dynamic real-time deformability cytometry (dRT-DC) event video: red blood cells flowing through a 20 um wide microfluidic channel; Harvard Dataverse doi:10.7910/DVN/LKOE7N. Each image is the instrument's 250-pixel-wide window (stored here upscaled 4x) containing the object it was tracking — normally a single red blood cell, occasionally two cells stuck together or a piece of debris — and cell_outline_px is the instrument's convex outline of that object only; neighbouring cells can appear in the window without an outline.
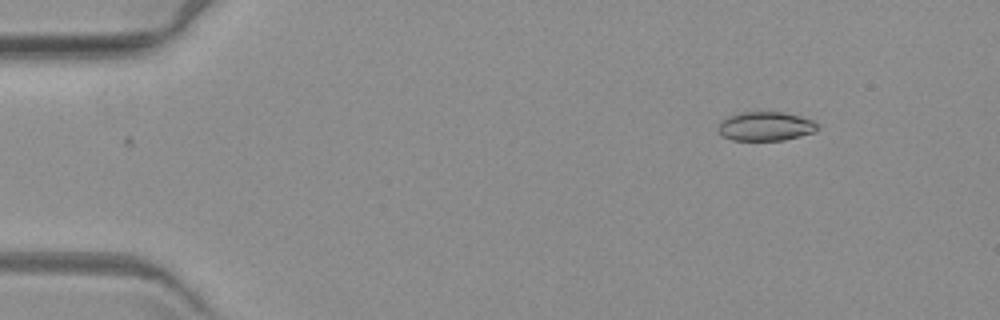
{"species": "common noctule bat (a hibernating species)", "species_latin": "Nyctalus noctula", "temperature_condition": "warm", "stored_images_in_passage": 4, "camera_frame_rate_fps": 3000, "um_per_image_px": 0.085, "animal": {"sex": "female", "body_mass_g": 19.3, "forearm_length_mm": 54.1}, "frame": {"image": 1, "passage_image": 4, "time_ms": 3.667, "image_size_px": [1000, 320], "cell_outline_px": [[816, 132], [784, 140], [732, 140], [724, 136], [716, 128], [720, 120], [728, 116], [740, 112], [784, 112], [800, 116], [812, 120], [816, 124]], "centroid_in_image_um": [65.04, 10.73], "position_along_channel_um": 20.0, "area_um2": 16.82}}